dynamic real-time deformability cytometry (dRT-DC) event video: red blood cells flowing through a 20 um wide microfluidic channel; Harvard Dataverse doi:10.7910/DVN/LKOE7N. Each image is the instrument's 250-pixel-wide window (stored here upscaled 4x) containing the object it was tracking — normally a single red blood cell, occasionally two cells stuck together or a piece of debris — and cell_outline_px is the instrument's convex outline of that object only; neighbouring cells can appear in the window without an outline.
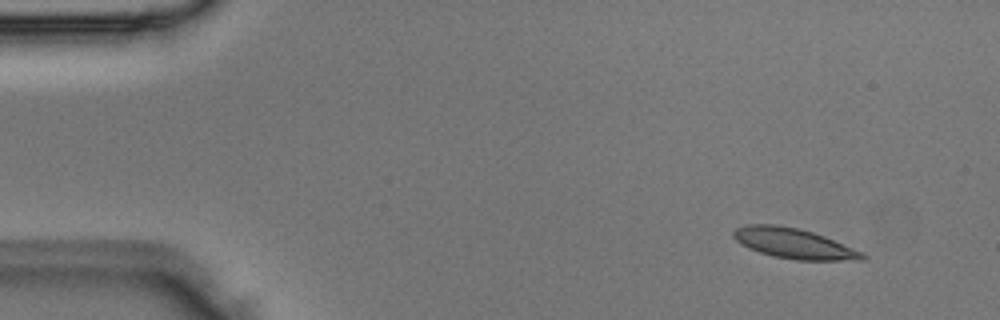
{"species": "Egyptian fruit bat (a non-hibernating species)", "species_latin": "Rousettus aegyptiacus", "temperature_condition": "room temperature", "stored_images_in_passage": 5, "camera_frame_rate_fps": 3000, "um_per_image_px": 0.085, "animal": {"sex": "male"}, "frame": {"image": 1, "passage_image": 2, "time_ms": 0.333, "image_size_px": [1000, 320], "cell_outline_px": [[868, 256], [864, 260], [796, 260], [772, 256], [748, 248], [740, 244], [732, 236], [732, 232], [736, 228], [748, 224], [776, 224], [800, 228], [824, 236], [864, 252]], "centroid_in_image_um": [67.48, 20.69], "position_along_channel_um": 17.5, "area_um2": 22.89}}